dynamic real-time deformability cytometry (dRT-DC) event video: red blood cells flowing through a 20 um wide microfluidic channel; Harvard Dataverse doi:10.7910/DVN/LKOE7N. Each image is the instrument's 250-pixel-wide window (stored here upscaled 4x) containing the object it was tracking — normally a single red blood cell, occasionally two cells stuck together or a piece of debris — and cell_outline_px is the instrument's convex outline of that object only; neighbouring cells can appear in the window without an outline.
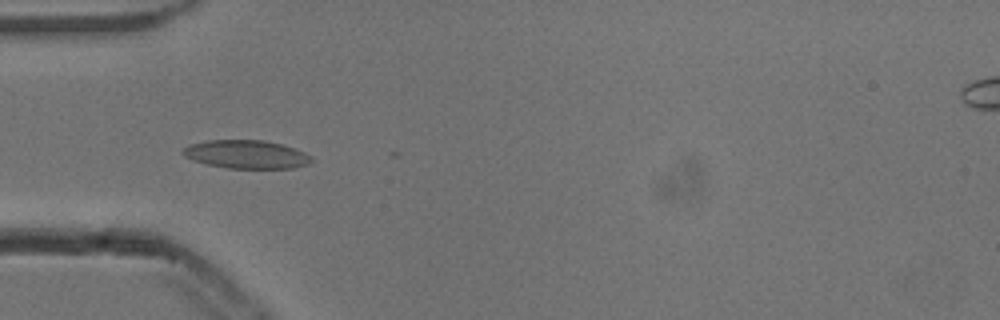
{"species": "common noctule bat (a hibernating species)", "species_latin": "Nyctalus noctula", "temperature_condition": "cold", "stored_images_in_passage": 38, "camera_frame_rate_fps": 3000, "um_per_image_px": 0.085, "animal": {"sex": "male", "body_mass_g": 13.3}, "frame": {"image": 1, "passage_image": 8, "time_ms": 2.333, "image_size_px": [1000, 320], "cell_outline_px": [[312, 160], [308, 164], [292, 168], [228, 168], [204, 164], [192, 160], [184, 156], [180, 152], [188, 144], [208, 140], [264, 140], [280, 144], [304, 152], [312, 156]], "centroid_in_image_um": [20.88, 13.12], "position_along_channel_um": 64.1, "area_um2": 21.27}}
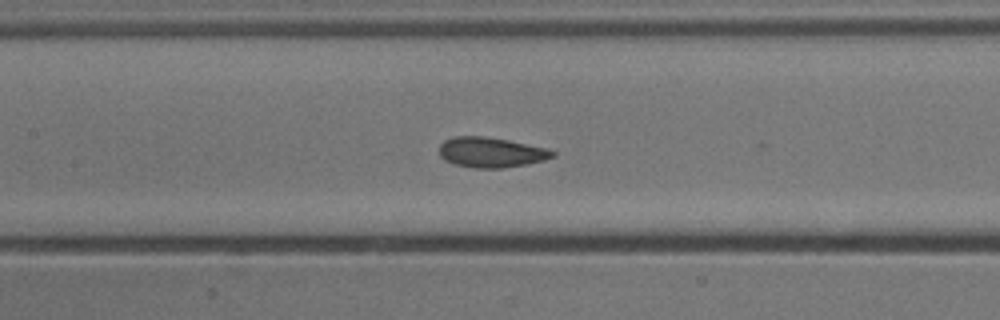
{"frame": {"image": 2, "passage_image": 16, "time_ms": 5.0, "image_size_px": [1000, 320], "cell_outline_px": [[556, 156], [544, 160], [524, 164], [500, 168], [476, 168], [456, 164], [444, 160], [440, 156], [440, 144], [444, 140], [452, 136], [484, 136], [508, 140], [548, 148], [556, 152]], "centroid_in_image_um": [41.74, 12.93], "position_along_channel_um": 165.7, "area_um2": 19.88}}
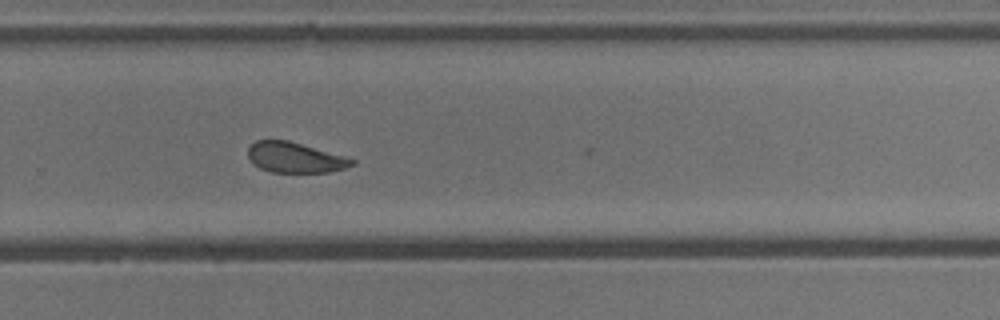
{"frame": {"image": 3, "passage_image": 27, "time_ms": 8.667, "image_size_px": [1000, 320], "cell_outline_px": [[356, 164], [344, 168], [328, 172], [272, 172], [260, 168], [252, 164], [248, 156], [248, 148], [256, 140], [288, 140], [344, 156], [356, 160]], "centroid_in_image_um": [25.06, 13.39], "position_along_channel_um": 304.7, "area_um2": 18.32}, "authors_computed_cell_mechanics": {"area_um2": 20.7213, "velocity_mm_per_s": 3.8143, "shape_relaxation_time_tau1_ms": 6.474, "shape_relaxation_time_tau2_ms": 1.0613, "deformation_change_tau1": 0.146, "deformation_change_tau2": 0.059}}